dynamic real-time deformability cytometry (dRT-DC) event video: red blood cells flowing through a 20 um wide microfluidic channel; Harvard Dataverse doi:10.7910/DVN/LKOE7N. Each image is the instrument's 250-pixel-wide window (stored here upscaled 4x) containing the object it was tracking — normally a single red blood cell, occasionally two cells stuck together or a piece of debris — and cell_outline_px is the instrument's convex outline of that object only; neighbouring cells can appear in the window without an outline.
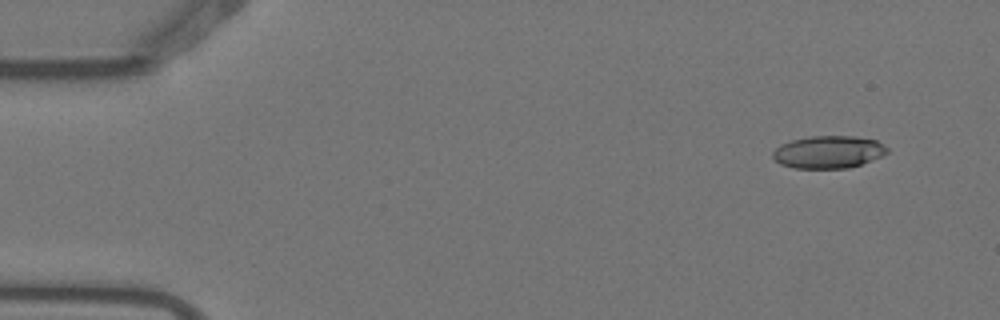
{"species": "Egyptian fruit bat (a non-hibernating species)", "species_latin": "Rousettus aegyptiacus", "temperature_condition": "warm", "stored_images_in_passage": 7, "camera_frame_rate_fps": 3000, "um_per_image_px": 0.085, "animal": {"sex": "female"}, "frame": {"image": 1, "passage_image": 2, "time_ms": 0.333, "image_size_px": [1000, 320], "cell_outline_px": [[888, 152], [872, 160], [848, 168], [792, 168], [780, 164], [772, 156], [772, 152], [780, 144], [792, 140], [808, 136], [856, 136], [876, 140], [884, 144], [888, 148]], "centroid_in_image_um": [70.4, 12.91], "position_along_channel_um": 14.6, "area_um2": 21.73}}
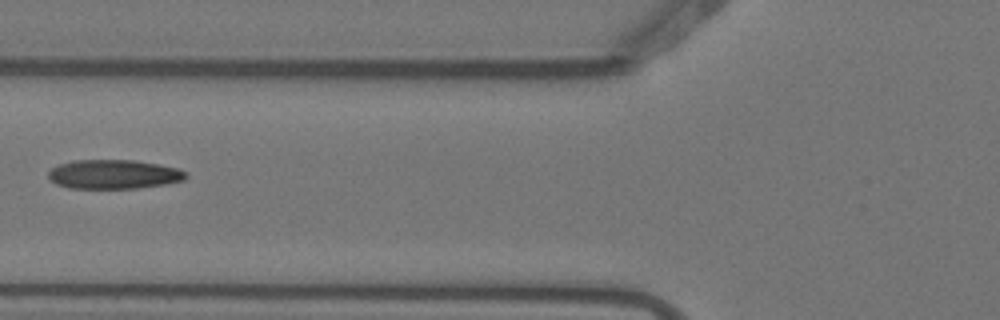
{"frame": {"image": 2, "passage_image": 6, "time_ms": 1.667, "image_size_px": [1000, 320], "cell_outline_px": [[188, 176], [184, 180], [164, 184], [136, 188], [68, 188], [56, 184], [48, 176], [48, 172], [52, 168], [60, 164], [76, 160], [136, 160], [160, 164], [176, 168], [188, 172]], "centroid_in_image_um": [9.69, 14.81], "position_along_channel_um": 116.1, "area_um2": 23.35}}
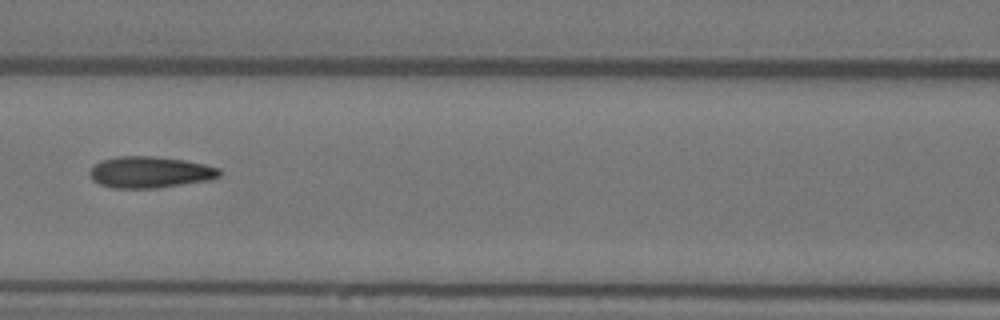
{"frame": {"image": 3, "passage_image": 7, "time_ms": 2.0, "image_size_px": [1000, 320], "cell_outline_px": [[220, 176], [212, 180], [156, 188], [112, 188], [100, 184], [92, 180], [88, 172], [100, 160], [116, 156], [152, 156], [184, 160], [204, 164], [220, 168]], "centroid_in_image_um": [12.75, 14.64], "position_along_channel_um": 153.9, "area_um2": 23.87}}